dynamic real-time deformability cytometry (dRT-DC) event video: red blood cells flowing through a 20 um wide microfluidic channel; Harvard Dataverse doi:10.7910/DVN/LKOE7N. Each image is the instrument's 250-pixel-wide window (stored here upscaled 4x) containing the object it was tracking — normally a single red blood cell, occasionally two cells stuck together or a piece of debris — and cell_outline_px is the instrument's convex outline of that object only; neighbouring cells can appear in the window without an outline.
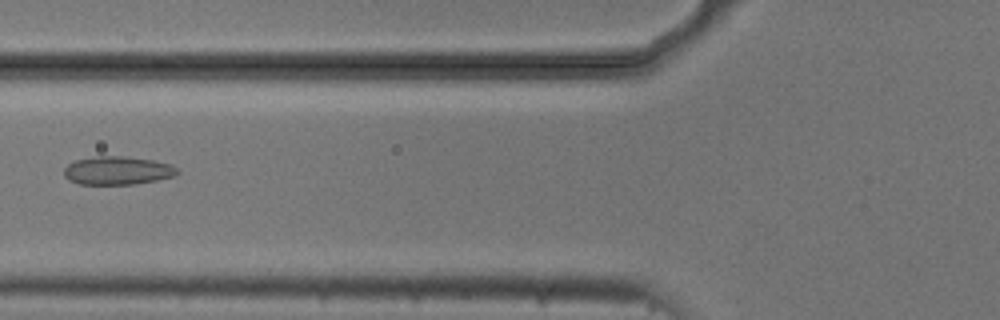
{"species": "common noctule bat (a hibernating species)", "species_latin": "Nyctalus noctula", "temperature_condition": "cold", "stored_images_in_passage": 7, "camera_frame_rate_fps": 3000, "um_per_image_px": 0.085, "animal": {"sex": "male", "body_mass_g": 20.5, "forearm_length_mm": 52.5}, "frame": {"image": 1, "passage_image": 6, "time_ms": 1.667, "image_size_px": [1000, 320], "cell_outline_px": [[180, 172], [176, 176], [136, 184], [80, 184], [64, 176], [64, 168], [68, 164], [76, 160], [100, 156], [124, 156], [152, 160], [172, 164]], "centroid_in_image_um": [10.03, 14.49], "position_along_channel_um": 115.8, "area_um2": 18.61}}
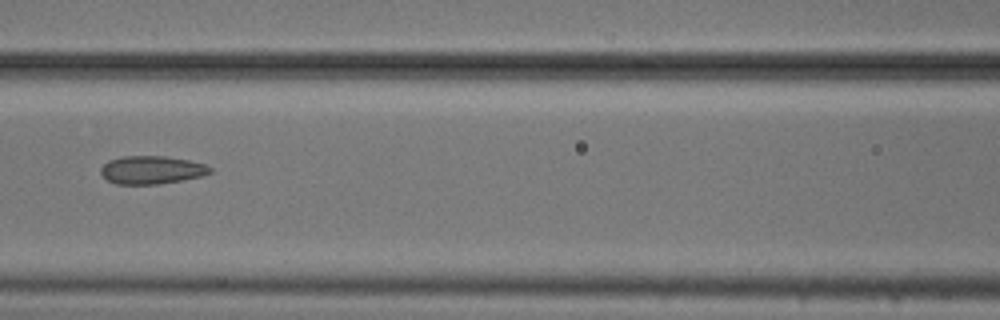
{"frame": {"image": 2, "passage_image": 7, "time_ms": 2.0, "image_size_px": [1000, 320], "cell_outline_px": [[212, 172], [204, 176], [160, 184], [116, 184], [108, 180], [100, 172], [100, 168], [108, 160], [120, 156], [164, 156], [188, 160], [204, 164], [212, 168]], "centroid_in_image_um": [12.89, 14.44], "position_along_channel_um": 153.7, "area_um2": 17.98}}